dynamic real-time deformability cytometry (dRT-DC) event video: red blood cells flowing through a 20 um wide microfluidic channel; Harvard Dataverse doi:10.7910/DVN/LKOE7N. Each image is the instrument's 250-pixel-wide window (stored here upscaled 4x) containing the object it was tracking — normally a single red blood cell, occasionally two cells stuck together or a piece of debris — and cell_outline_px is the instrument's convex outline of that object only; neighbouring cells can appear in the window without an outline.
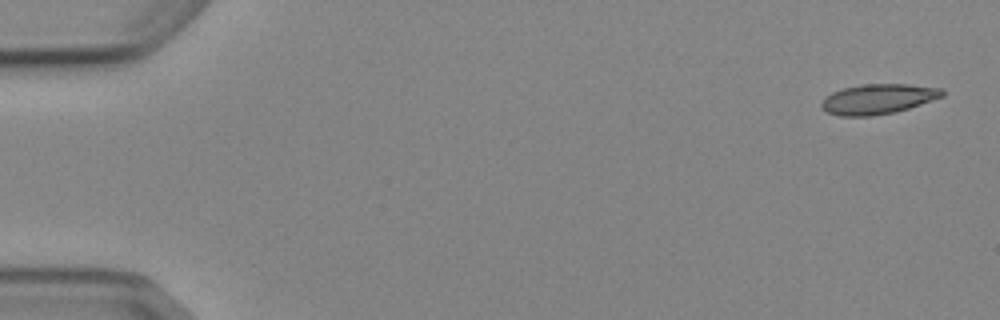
{"species": "Egyptian fruit bat (a non-hibernating species)", "species_latin": "Rousettus aegyptiacus", "temperature_condition": "cold", "stored_images_in_passage": 6, "camera_frame_rate_fps": 3000, "um_per_image_px": 0.085, "animal": {"sex": "female"}, "frame": {"image": 1, "passage_image": 1, "time_ms": 0.0, "image_size_px": [1000, 320], "cell_outline_px": [[944, 96], [896, 112], [872, 116], [840, 116], [828, 112], [820, 108], [820, 104], [824, 96], [832, 92], [844, 88], [860, 84], [908, 84], [944, 88]], "centroid_in_image_um": [74.61, 8.41], "position_along_channel_um": 10.4, "area_um2": 21.33}}
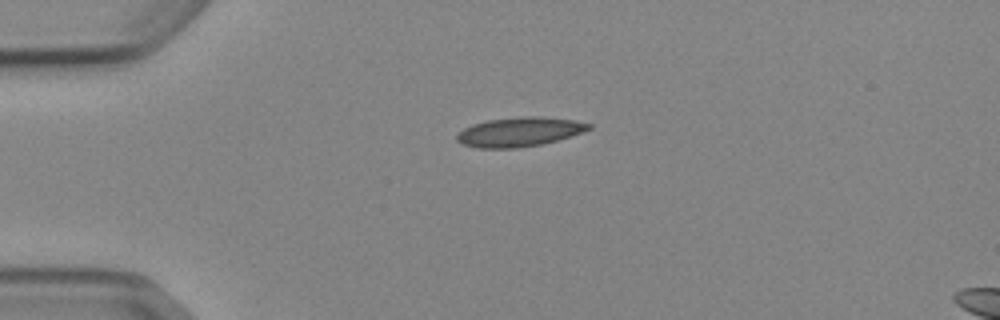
{"frame": {"image": 2, "passage_image": 4, "time_ms": 3.667, "image_size_px": [1000, 320], "cell_outline_px": [[592, 128], [584, 132], [572, 136], [540, 144], [516, 148], [476, 148], [460, 144], [456, 140], [456, 136], [464, 128], [472, 124], [488, 120], [524, 116], [540, 116], [572, 120], [592, 124]], "centroid_in_image_um": [44.14, 11.21], "position_along_channel_um": 40.9, "area_um2": 22.54}}
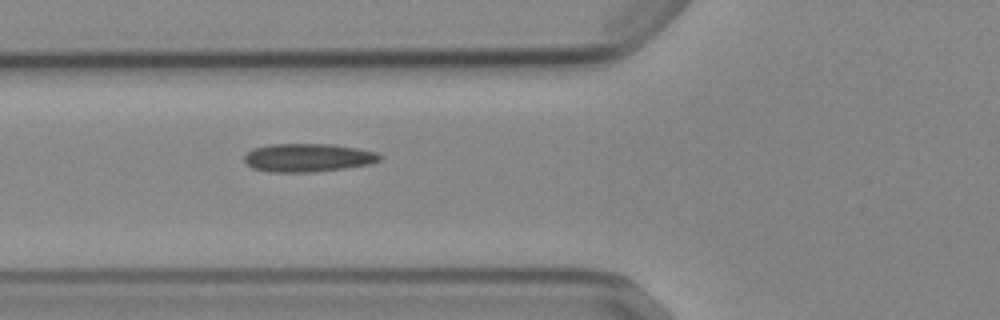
{"frame": {"image": 3, "passage_image": 6, "time_ms": 6.0, "image_size_px": [1000, 320], "cell_outline_px": [[380, 160], [368, 164], [344, 168], [312, 172], [272, 172], [252, 168], [244, 164], [244, 156], [252, 148], [268, 144], [332, 144], [356, 148], [376, 152], [380, 156]], "centroid_in_image_um": [26.1, 13.4], "position_along_channel_um": 99.7, "area_um2": 22.31}}